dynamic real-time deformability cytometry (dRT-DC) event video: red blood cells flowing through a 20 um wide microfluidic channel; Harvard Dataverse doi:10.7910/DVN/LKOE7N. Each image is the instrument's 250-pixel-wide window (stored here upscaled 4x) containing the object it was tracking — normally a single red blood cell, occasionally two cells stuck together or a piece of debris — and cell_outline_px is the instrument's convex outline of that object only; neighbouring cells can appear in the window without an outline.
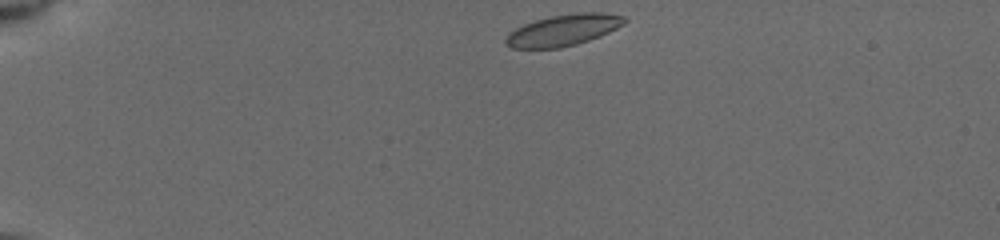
{"species": "common noctule bat (a hibernating species)", "species_latin": "Nyctalus noctula", "temperature_condition": "cold", "stored_images_in_passage": 6, "camera_frame_rate_fps": 3000, "um_per_image_px": 0.085, "animal": {"sex": "female", "body_mass_g": 19.5, "forearm_length_mm": 54.1}, "frame": {"image": 1, "passage_image": 1, "time_ms": 0.0, "image_size_px": [1000, 240], "cell_outline_px": [[628, 20], [624, 24], [600, 36], [576, 44], [560, 48], [512, 48], [504, 40], [508, 32], [524, 24], [536, 20], [552, 16], [576, 12], [600, 12], [624, 16]], "centroid_in_image_um": [47.89, 2.55], "position_along_channel_um": 37.1, "area_um2": 21.56}}
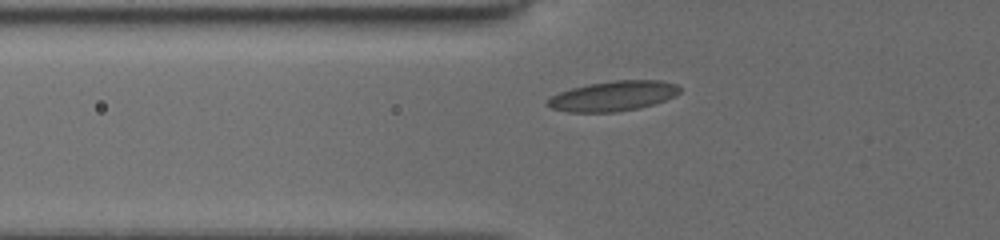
{"frame": {"image": 2, "passage_image": 5, "time_ms": 2.667, "image_size_px": [1000, 240], "cell_outline_px": [[680, 92], [676, 96], [652, 104], [636, 108], [612, 112], [568, 112], [552, 108], [544, 104], [552, 96], [560, 92], [572, 88], [588, 84], [616, 80], [660, 80], [676, 84], [680, 88]], "centroid_in_image_um": [52.11, 8.15], "position_along_channel_um": 73.7, "area_um2": 22.89}}